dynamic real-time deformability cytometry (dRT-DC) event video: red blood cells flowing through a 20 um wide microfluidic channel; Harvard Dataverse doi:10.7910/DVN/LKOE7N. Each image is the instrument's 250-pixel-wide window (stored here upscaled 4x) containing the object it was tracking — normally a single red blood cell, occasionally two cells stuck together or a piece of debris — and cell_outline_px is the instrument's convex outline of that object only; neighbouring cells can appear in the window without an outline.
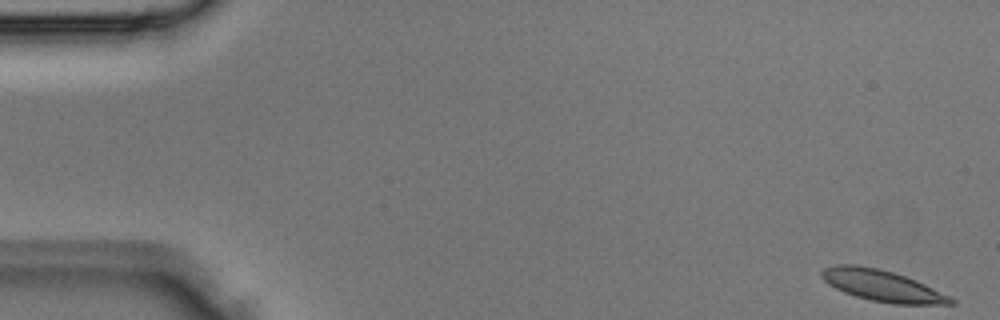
{"species": "Egyptian fruit bat (a non-hibernating species)", "species_latin": "Rousettus aegyptiacus", "temperature_condition": "room temperature", "stored_images_in_passage": 2, "camera_frame_rate_fps": 3000, "um_per_image_px": 0.085, "animal": {"sex": "male"}, "frame": {"image": 1, "passage_image": 2, "time_ms": 0.333, "image_size_px": [1000, 320], "cell_outline_px": [[956, 304], [892, 304], [872, 300], [856, 296], [844, 292], [828, 284], [820, 276], [820, 272], [824, 268], [836, 264], [856, 264], [880, 268], [916, 280], [956, 300]], "centroid_in_image_um": [74.94, 24.27], "position_along_channel_um": 10.1, "area_um2": 23.41}}